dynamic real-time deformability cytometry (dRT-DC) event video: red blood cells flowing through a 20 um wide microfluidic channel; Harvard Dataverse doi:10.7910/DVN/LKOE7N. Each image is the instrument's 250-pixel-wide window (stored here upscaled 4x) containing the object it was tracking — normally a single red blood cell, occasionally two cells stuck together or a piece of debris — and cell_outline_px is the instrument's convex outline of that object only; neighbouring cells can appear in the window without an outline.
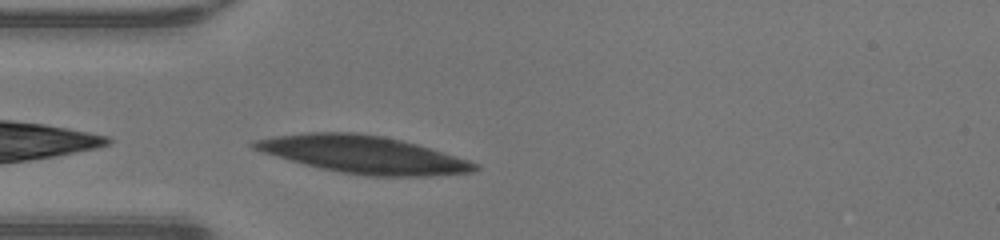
{"species": "human", "species_latin": "Homo sapiens", "temperature_condition": "warm", "stored_images_in_passage": 27, "camera_frame_rate_fps": 3000, "um_per_image_px": 0.085, "donor": {"sex": "male"}, "frame": {"image": 1, "passage_image": 1, "time_ms": 0.0, "image_size_px": [1000, 240], "cell_outline_px": [[480, 168], [476, 172], [432, 176], [364, 176], [340, 172], [320, 168], [304, 164], [276, 156], [252, 148], [248, 144], [252, 140], [276, 136], [308, 132], [356, 132], [384, 136], [416, 144], [468, 160], [480, 164]], "centroid_in_image_um": [30.9, 13.14], "position_along_channel_um": 54.1, "area_um2": 48.15}}
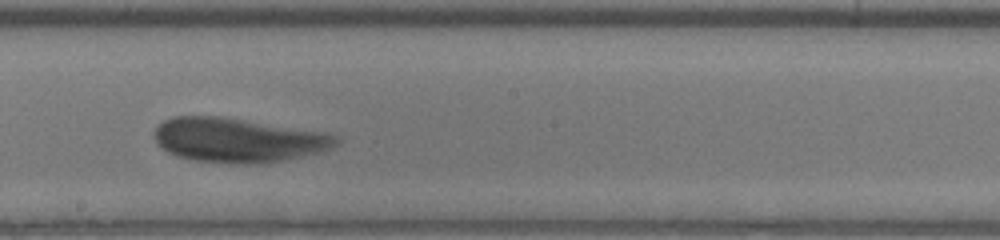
{"frame": {"image": 2, "passage_image": 14, "time_ms": 4.333, "image_size_px": [1000, 240], "cell_outline_px": [[340, 144], [332, 148], [320, 152], [284, 160], [256, 164], [236, 164], [192, 160], [176, 156], [168, 152], [156, 144], [156, 128], [164, 120], [172, 116], [220, 116], [328, 132], [336, 136], [340, 140]], "centroid_in_image_um": [20.27, 11.91], "position_along_channel_um": 227.9, "area_um2": 47.28}}
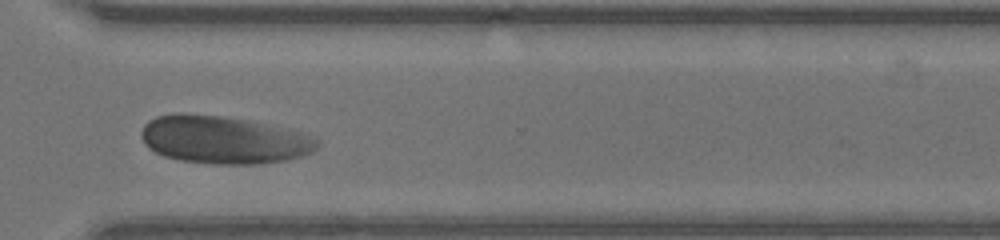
{"frame": {"image": 3, "passage_image": 23, "time_ms": 7.333, "image_size_px": [1000, 240], "cell_outline_px": [[320, 144], [312, 152], [288, 160], [256, 164], [212, 164], [180, 160], [164, 156], [148, 148], [144, 144], [140, 136], [140, 132], [144, 124], [148, 120], [156, 116], [180, 112], [220, 116], [244, 120], [288, 128], [300, 132], [320, 140]], "centroid_in_image_um": [18.97, 11.88], "position_along_channel_um": 351.6, "area_um2": 49.19}, "authors_computed_cell_mechanics": {"area_um2": 47.2226, "velocity_mm_per_s": 4.1291, "shape_relaxation_time_tau1_ms": 4.6536, "shape_relaxation_time_tau2_ms": null, "deformation_change_tau1": 0.1627, "deformation_change_tau2": null}}